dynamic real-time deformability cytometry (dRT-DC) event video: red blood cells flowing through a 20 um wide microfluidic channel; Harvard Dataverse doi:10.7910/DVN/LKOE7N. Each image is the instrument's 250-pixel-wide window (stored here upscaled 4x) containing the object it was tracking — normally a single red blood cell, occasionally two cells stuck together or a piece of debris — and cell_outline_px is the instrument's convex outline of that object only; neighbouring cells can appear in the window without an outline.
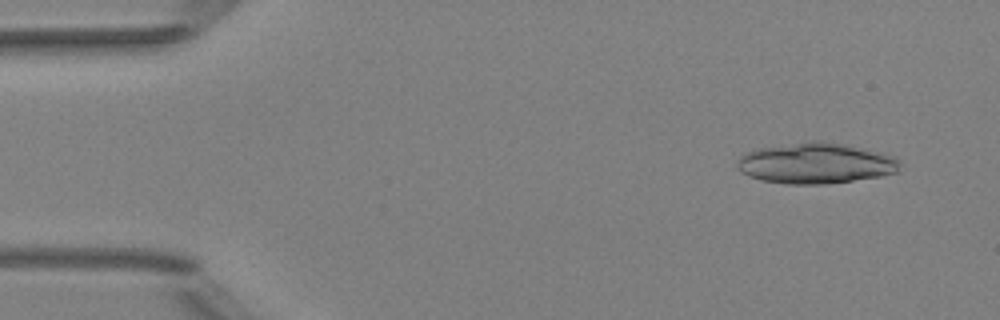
{"species": "Egyptian fruit bat (a non-hibernating species)", "species_latin": "Rousettus aegyptiacus", "temperature_condition": "room temperature", "stored_images_in_passage": 47, "camera_frame_rate_fps": 3000, "um_per_image_px": 0.085, "animal": {"sex": "female"}, "frame": {"image": 1, "passage_image": 1, "time_ms": 0.0, "image_size_px": [1000, 320], "cell_outline_px": [[900, 164], [896, 172], [880, 176], [824, 184], [788, 184], [760, 180], [748, 176], [740, 172], [740, 156], [744, 152], [756, 148], [812, 140], [820, 140], [868, 148], [896, 156], [900, 160]], "centroid_in_image_um": [69.36, 13.85], "position_along_channel_um": 15.6, "area_um2": 38.9}, "authors_computed_cell_mechanics": {"area_um2": 19.5364, "velocity_mm_per_s": 4.0306, "shape_relaxation_time_tau1_ms": null, "shape_relaxation_time_tau2_ms": 6.0977, "deformation_change_tau1": null, "deformation_change_tau2": 0.167}}